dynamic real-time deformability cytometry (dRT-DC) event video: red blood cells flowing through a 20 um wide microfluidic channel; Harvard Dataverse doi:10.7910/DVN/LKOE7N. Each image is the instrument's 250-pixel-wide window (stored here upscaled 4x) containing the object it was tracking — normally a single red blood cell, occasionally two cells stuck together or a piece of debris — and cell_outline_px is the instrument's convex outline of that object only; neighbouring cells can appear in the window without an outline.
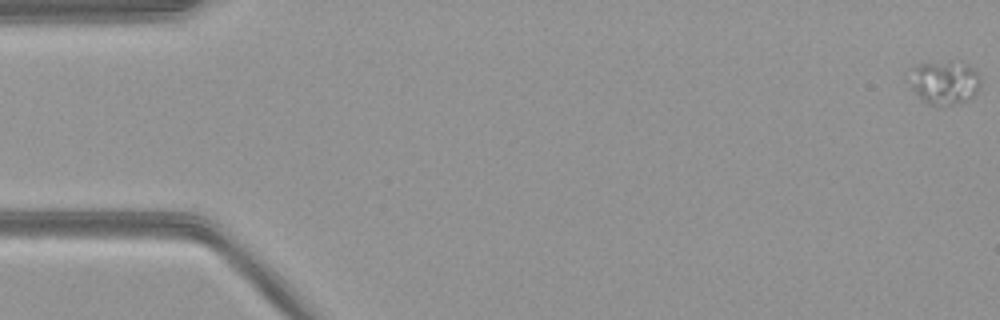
{"species": "common noctule bat (a hibernating species)", "species_latin": "Nyctalus noctula", "temperature_condition": "warm", "stored_images_in_passage": 10, "camera_frame_rate_fps": 3000, "um_per_image_px": 0.085, "animal": {"sex": "female", "body_mass_g": 21.9}, "frame": {"image": 1, "passage_image": 1, "time_ms": 0.0, "image_size_px": [1000, 320], "cell_outline_px": [[980, 88], [972, 100], [956, 104], [932, 104], [924, 100], [912, 88], [908, 68], [916, 64], [964, 64], [972, 68], [980, 76]], "centroid_in_image_um": [80.3, 7.04], "position_along_channel_um": 4.7, "area_um2": 17.57}}